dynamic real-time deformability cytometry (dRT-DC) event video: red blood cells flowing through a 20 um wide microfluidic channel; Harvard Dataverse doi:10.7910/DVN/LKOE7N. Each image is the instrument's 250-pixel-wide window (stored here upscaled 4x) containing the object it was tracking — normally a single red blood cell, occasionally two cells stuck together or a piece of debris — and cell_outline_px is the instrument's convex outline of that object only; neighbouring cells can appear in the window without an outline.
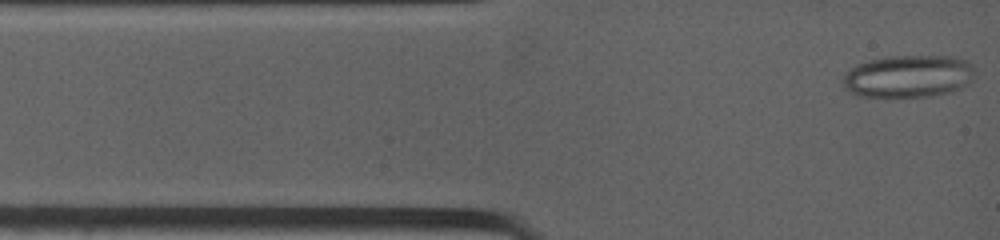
{"species": "common noctule bat (a hibernating species)", "species_latin": "Nyctalus noctula", "temperature_condition": "warm", "stored_images_in_passage": 27, "camera_frame_rate_fps": 4500, "um_per_image_px": 0.085, "animal": {"sex": "female", "body_mass_g": 19.0, "forearm_length_mm": 53.3}, "frame": {"image": 1, "passage_image": 1, "time_ms": 0.0, "image_size_px": [1000, 240], "cell_outline_px": [[972, 80], [968, 84], [952, 92], [932, 96], [860, 96], [848, 92], [844, 84], [844, 76], [856, 64], [868, 60], [888, 56], [952, 56], [968, 60], [972, 64]], "centroid_in_image_um": [77.23, 6.47], "position_along_channel_um": 7.8, "area_um2": 32.54}}
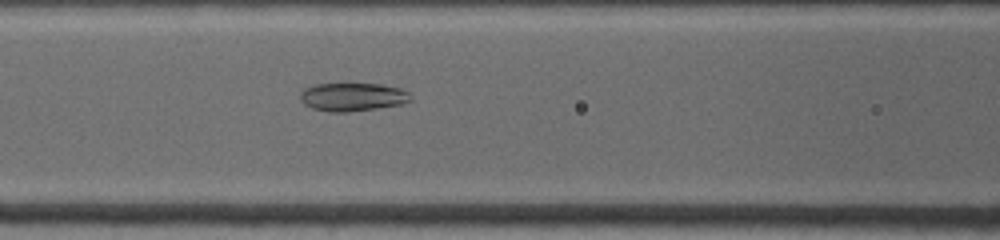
{"frame": {"image": 2, "passage_image": 17, "time_ms": 4.222, "image_size_px": [1000, 240], "cell_outline_px": [[412, 100], [400, 104], [376, 108], [348, 112], [328, 112], [312, 108], [304, 104], [300, 100], [300, 92], [304, 88], [312, 84], [380, 84], [400, 88], [408, 92]], "centroid_in_image_um": [29.92, 8.24], "position_along_channel_um": 136.7, "area_um2": 18.21}}
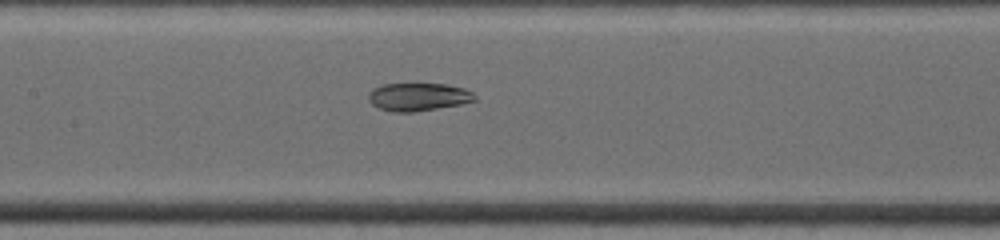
{"frame": {"image": 3, "passage_image": 23, "time_ms": 5.111, "image_size_px": [1000, 240], "cell_outline_px": [[476, 100], [460, 104], [412, 112], [392, 112], [380, 108], [372, 104], [368, 100], [368, 92], [372, 88], [384, 84], [444, 84], [464, 88], [472, 92], [476, 96]], "centroid_in_image_um": [35.52, 8.23], "position_along_channel_um": 171.9, "area_um2": 17.22}}